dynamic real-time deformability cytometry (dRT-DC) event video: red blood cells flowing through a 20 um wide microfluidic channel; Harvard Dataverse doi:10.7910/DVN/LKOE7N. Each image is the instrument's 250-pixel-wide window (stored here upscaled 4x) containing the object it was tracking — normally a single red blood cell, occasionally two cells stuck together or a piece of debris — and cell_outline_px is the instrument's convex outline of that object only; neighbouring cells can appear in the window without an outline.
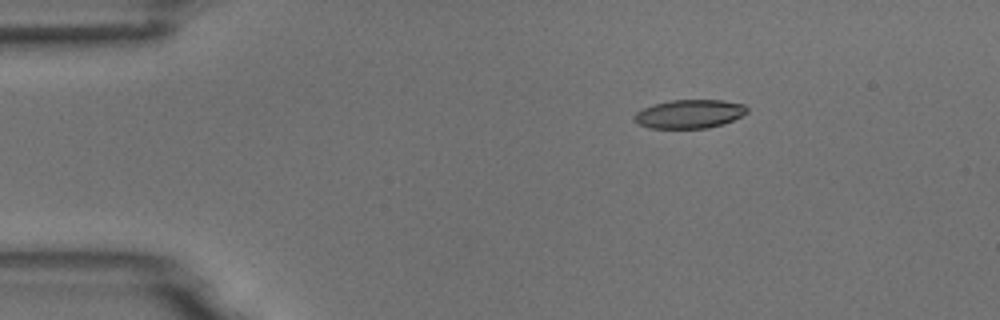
{"species": "common noctule bat (a hibernating species)", "species_latin": "Nyctalus noctula", "temperature_condition": "room temperature", "stored_images_in_passage": 3, "camera_frame_rate_fps": 3000, "um_per_image_px": 0.085, "animal": {"sex": "male", "body_mass_g": 18.8}, "frame": {"image": 1, "passage_image": 1, "time_ms": 0.0, "image_size_px": [1000, 320], "cell_outline_px": [[748, 112], [724, 124], [708, 128], [648, 128], [640, 124], [632, 116], [636, 112], [652, 104], [668, 100], [724, 100], [744, 104], [748, 108]], "centroid_in_image_um": [58.61, 9.68], "position_along_channel_um": 26.4, "area_um2": 18.9}}